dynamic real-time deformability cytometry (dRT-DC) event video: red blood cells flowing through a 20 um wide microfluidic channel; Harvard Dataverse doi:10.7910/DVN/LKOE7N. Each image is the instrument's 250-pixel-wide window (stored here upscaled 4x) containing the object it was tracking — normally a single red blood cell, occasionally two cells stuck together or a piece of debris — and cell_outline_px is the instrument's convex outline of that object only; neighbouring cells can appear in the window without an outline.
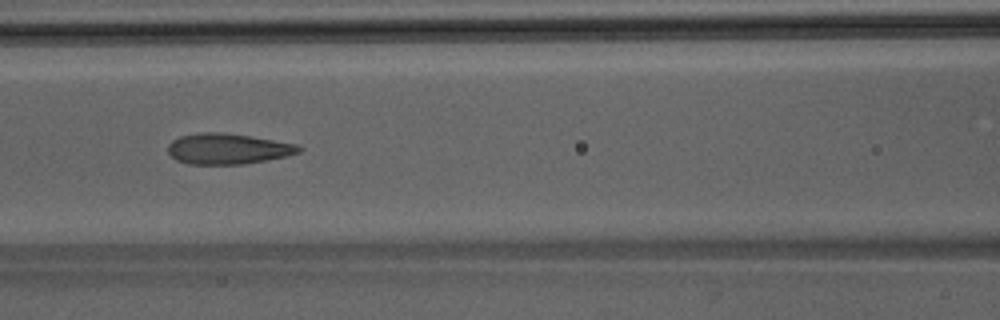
{"species": "Egyptian fruit bat (a non-hibernating species)", "species_latin": "Rousettus aegyptiacus", "temperature_condition": "room temperature", "stored_images_in_passage": 35, "camera_frame_rate_fps": 3000, "um_per_image_px": 0.085, "animal": {"sex": "male"}, "frame": {"image": 1, "passage_image": 8, "time_ms": 2.333, "image_size_px": [1000, 320], "cell_outline_px": [[300, 152], [288, 156], [244, 164], [188, 164], [176, 160], [168, 152], [168, 144], [172, 140], [180, 136], [200, 132], [220, 132], [248, 136], [296, 144], [300, 148]], "centroid_in_image_um": [19.32, 12.65], "position_along_channel_um": 147.3, "area_um2": 23.24}}
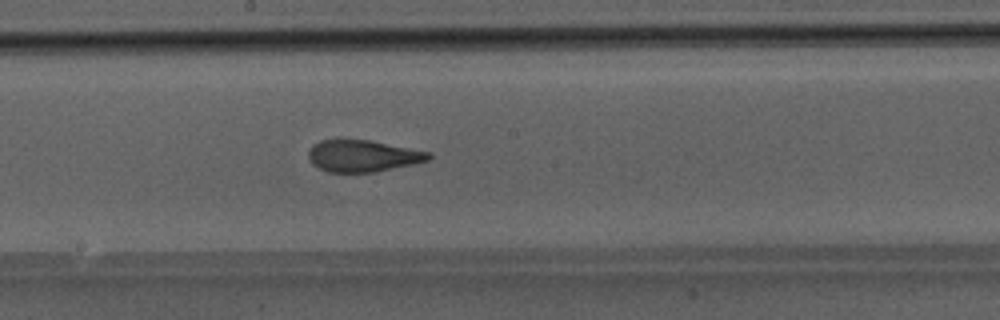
{"frame": {"image": 2, "passage_image": 13, "time_ms": 4.0, "image_size_px": [1000, 320], "cell_outline_px": [[432, 156], [428, 160], [412, 164], [372, 172], [328, 172], [312, 164], [308, 156], [308, 152], [312, 144], [320, 140], [336, 136], [372, 140], [432, 152]], "centroid_in_image_um": [30.78, 13.19], "position_along_channel_um": 217.4, "area_um2": 22.95}}
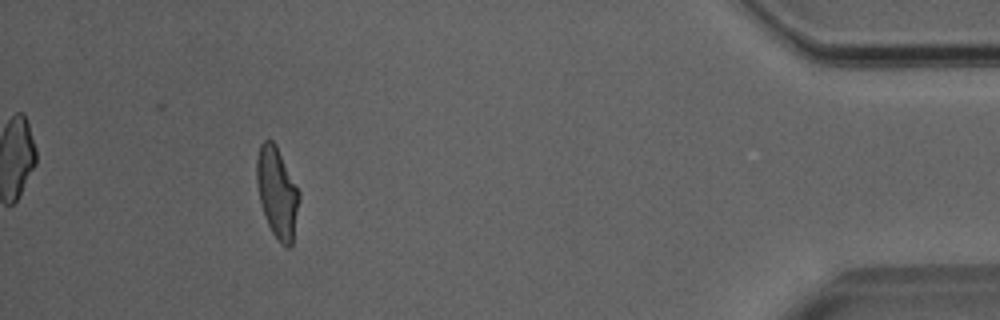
{"frame": {"image": 3, "passage_image": 31, "time_ms": 10.0, "image_size_px": [1000, 320], "cell_outline_px": [[300, 200], [292, 244], [288, 248], [284, 248], [280, 244], [272, 232], [268, 224], [260, 204], [256, 184], [256, 160], [260, 144], [268, 136], [276, 144], [300, 192]], "centroid_in_image_um": [23.55, 16.36], "position_along_channel_um": 411.7, "area_um2": 22.83}}